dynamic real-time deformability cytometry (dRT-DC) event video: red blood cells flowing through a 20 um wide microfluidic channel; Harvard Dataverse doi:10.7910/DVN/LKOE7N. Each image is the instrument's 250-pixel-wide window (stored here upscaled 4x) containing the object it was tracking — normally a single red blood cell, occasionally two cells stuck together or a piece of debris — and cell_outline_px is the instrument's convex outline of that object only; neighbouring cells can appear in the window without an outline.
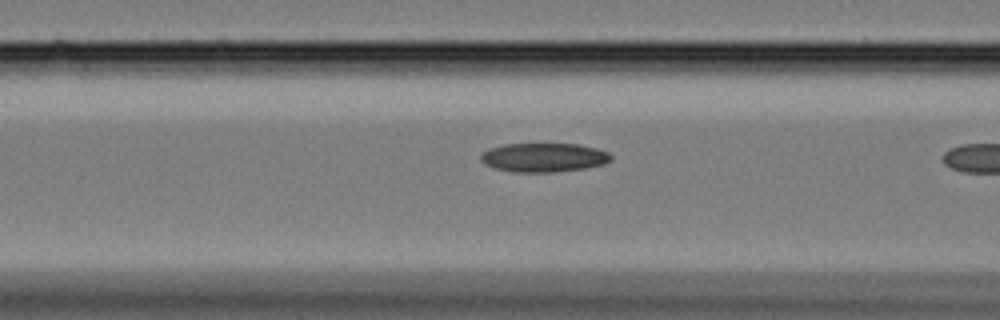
{"species": "Egyptian fruit bat (a non-hibernating species)", "species_latin": "Rousettus aegyptiacus", "temperature_condition": "cold", "stored_images_in_passage": 22, "camera_frame_rate_fps": 3000, "um_per_image_px": 0.085, "animal": {"sex": "female"}, "frame": {"image": 1, "passage_image": 21, "time_ms": 6.667, "image_size_px": [1000, 320], "cell_outline_px": [[612, 160], [604, 164], [584, 168], [552, 172], [512, 172], [496, 168], [484, 164], [480, 160], [480, 156], [488, 148], [504, 144], [576, 144], [596, 148], [608, 152], [612, 156]], "centroid_in_image_um": [46.21, 13.38], "position_along_channel_um": 120.4, "area_um2": 21.96}}